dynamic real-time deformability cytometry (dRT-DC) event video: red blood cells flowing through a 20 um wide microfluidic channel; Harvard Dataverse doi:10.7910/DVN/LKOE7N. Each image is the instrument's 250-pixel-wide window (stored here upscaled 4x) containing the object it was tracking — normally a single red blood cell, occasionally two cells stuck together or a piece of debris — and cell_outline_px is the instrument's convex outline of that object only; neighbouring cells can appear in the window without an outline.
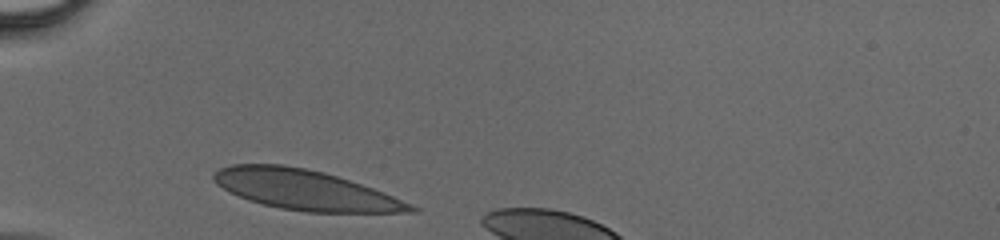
{"species": "human", "species_latin": "Homo sapiens", "temperature_condition": "cold", "stored_images_in_passage": 5, "camera_frame_rate_fps": 3000, "um_per_image_px": 0.085, "donor": {"sex": "male"}, "frame": {"image": 1, "passage_image": 1, "time_ms": 0.0, "image_size_px": [1000, 240], "cell_outline_px": [[420, 208], [416, 212], [308, 212], [280, 208], [248, 200], [224, 188], [212, 180], [212, 176], [220, 168], [232, 164], [284, 164], [324, 172], [384, 192]], "centroid_in_image_um": [25.94, 16.14], "position_along_channel_um": 59.1, "area_um2": 45.32}}